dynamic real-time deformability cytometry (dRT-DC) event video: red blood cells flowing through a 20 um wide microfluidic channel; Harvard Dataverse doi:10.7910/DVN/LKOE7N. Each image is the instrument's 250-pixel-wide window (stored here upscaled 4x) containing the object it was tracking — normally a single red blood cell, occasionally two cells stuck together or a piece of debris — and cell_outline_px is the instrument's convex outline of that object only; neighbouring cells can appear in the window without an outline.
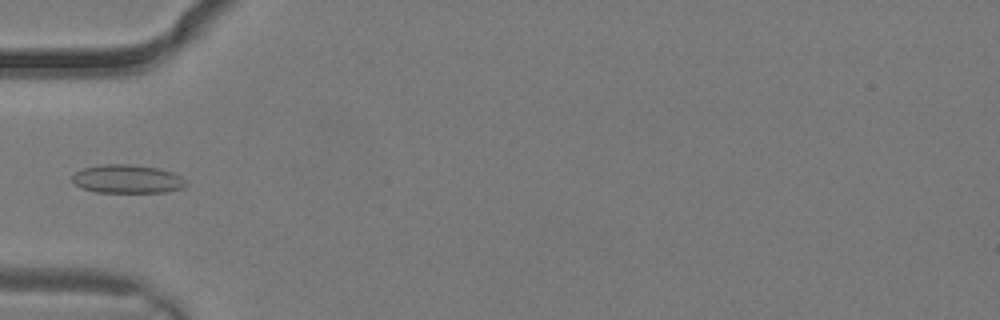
{"species": "common noctule bat (a hibernating species)", "species_latin": "Nyctalus noctula", "temperature_condition": "warm", "stored_images_in_passage": 2, "camera_frame_rate_fps": 3000, "um_per_image_px": 0.085, "animal": {"sex": "male", "body_mass_g": 19.2, "forearm_length_mm": 51.8}, "frame": {"image": 1, "passage_image": 2, "time_ms": 0.333, "image_size_px": [1000, 320], "cell_outline_px": [[188, 184], [180, 188], [168, 192], [96, 192], [80, 188], [72, 180], [72, 176], [76, 172], [84, 168], [100, 164], [128, 164], [160, 168], [172, 172], [180, 176]], "centroid_in_image_um": [10.81, 15.21], "position_along_channel_um": 74.2, "area_um2": 18.9}}